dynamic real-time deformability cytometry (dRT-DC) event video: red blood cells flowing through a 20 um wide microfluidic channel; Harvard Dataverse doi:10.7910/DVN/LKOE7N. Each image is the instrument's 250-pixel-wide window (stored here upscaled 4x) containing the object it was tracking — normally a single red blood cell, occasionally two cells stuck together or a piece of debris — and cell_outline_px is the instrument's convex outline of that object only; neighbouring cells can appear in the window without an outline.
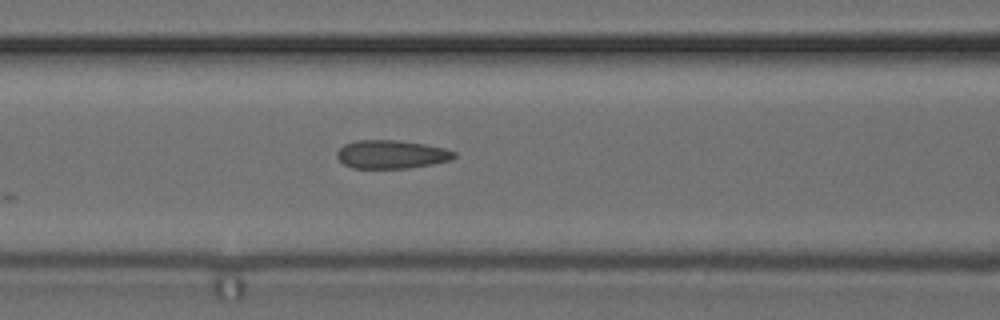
{"species": "common noctule bat (a hibernating species)", "species_latin": "Nyctalus noctula", "temperature_condition": "cold", "stored_images_in_passage": 6, "camera_frame_rate_fps": 3000, "um_per_image_px": 0.085, "animal": {"sex": "female", "body_mass_g": 24.6, "forearm_length_mm": 56.2}, "frame": {"image": 1, "passage_image": 6, "time_ms": 6.0, "image_size_px": [1000, 320], "cell_outline_px": [[456, 156], [448, 160], [432, 164], [408, 168], [352, 168], [344, 164], [336, 156], [336, 152], [344, 144], [356, 140], [400, 140], [424, 144], [444, 148], [456, 152]], "centroid_in_image_um": [33.24, 13.11], "position_along_channel_um": 133.4, "area_um2": 19.36}}